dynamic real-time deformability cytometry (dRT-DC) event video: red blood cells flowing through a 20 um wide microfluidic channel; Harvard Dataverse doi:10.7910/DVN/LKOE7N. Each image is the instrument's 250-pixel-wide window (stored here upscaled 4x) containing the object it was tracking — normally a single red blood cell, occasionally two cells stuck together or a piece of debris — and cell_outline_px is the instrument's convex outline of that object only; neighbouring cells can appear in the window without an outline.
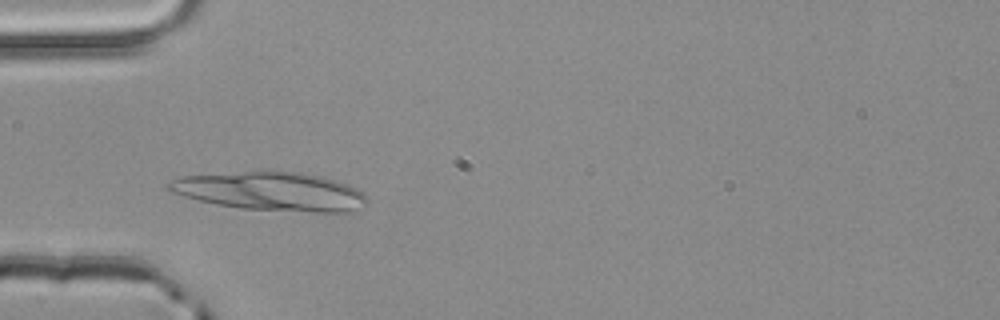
{"species": "common noctule bat (a hibernating species)", "species_latin": "Nyctalus noctula", "temperature_condition": "room temperature", "stored_images_in_passage": 2, "camera_frame_rate_fps": 3000, "um_per_image_px": 0.085, "animal": {"sex": "male", "body_mass_g": 20.4}, "frame": {"image": 1, "passage_image": 2, "time_ms": 0.333, "image_size_px": [1000, 320], "cell_outline_px": [[368, 204], [348, 212], [312, 212], [240, 208], [216, 204], [168, 192], [164, 188], [164, 184], [168, 180], [180, 176], [264, 168], [276, 168], [300, 172], [320, 176], [336, 180], [348, 184], [364, 192], [368, 200]], "centroid_in_image_um": [22.95, 16.21], "position_along_channel_um": 62.0, "area_um2": 46.3}}